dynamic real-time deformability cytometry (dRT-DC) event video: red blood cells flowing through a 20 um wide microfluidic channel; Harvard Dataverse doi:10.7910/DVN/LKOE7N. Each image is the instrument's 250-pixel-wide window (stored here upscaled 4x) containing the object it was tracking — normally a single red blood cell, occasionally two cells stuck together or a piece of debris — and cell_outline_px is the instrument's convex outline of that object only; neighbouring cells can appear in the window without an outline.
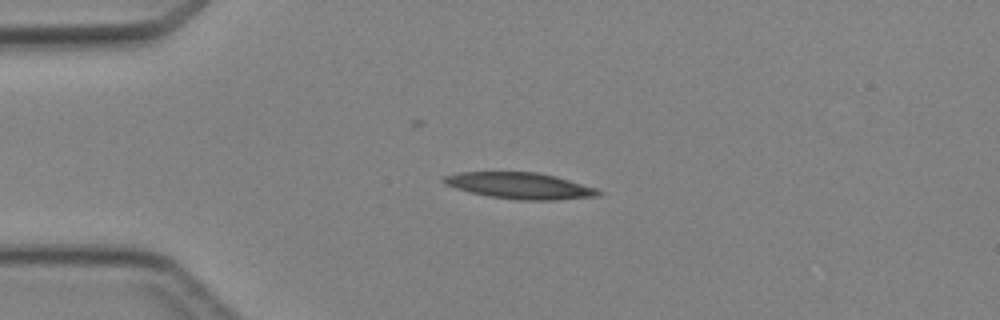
{"species": "Egyptian fruit bat (a non-hibernating species)", "species_latin": "Rousettus aegyptiacus", "temperature_condition": "cold", "stored_images_in_passage": 2, "camera_frame_rate_fps": 3000, "um_per_image_px": 0.085, "animal": {"sex": "female"}, "frame": {"image": 1, "passage_image": 1, "time_ms": 0.0, "image_size_px": [1000, 320], "cell_outline_px": [[604, 192], [600, 196], [556, 200], [516, 200], [488, 196], [456, 188], [444, 184], [440, 180], [444, 176], [460, 172], [536, 172], [556, 176], [596, 188]], "centroid_in_image_um": [44.21, 15.79], "position_along_channel_um": 40.8, "area_um2": 23.76}}